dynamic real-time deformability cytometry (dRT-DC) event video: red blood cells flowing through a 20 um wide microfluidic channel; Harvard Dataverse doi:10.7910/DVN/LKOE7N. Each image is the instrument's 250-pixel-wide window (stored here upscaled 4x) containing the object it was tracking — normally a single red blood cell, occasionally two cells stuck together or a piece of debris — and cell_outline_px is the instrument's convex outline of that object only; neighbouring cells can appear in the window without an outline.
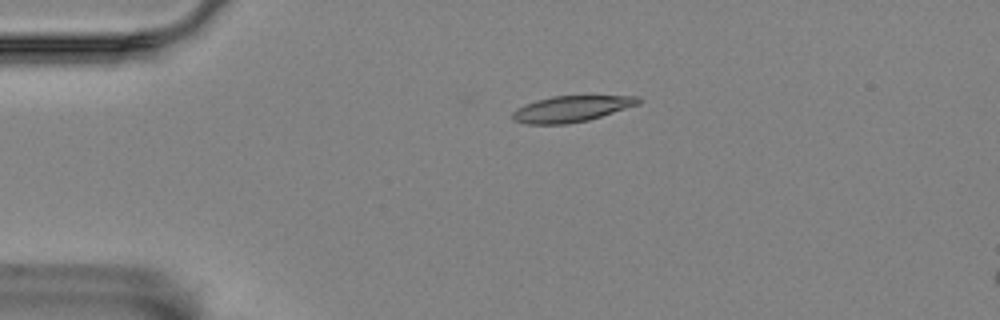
{"species": "Egyptian fruit bat (a non-hibernating species)", "species_latin": "Rousettus aegyptiacus", "temperature_condition": "room temperature", "stored_images_in_passage": 8, "camera_frame_rate_fps": 3000, "um_per_image_px": 0.085, "animal": {"sex": "female"}, "frame": {"image": 1, "passage_image": 4, "time_ms": 1.0, "image_size_px": [1000, 320], "cell_outline_px": [[644, 100], [640, 104], [588, 120], [568, 124], [524, 124], [512, 120], [512, 112], [516, 108], [524, 104], [536, 100], [552, 96], [640, 96]], "centroid_in_image_um": [48.56, 9.25], "position_along_channel_um": 36.4, "area_um2": 19.31}}
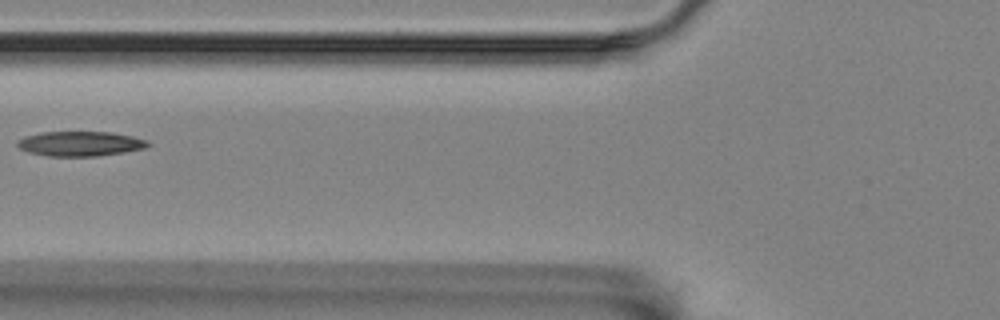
{"frame": {"image": 2, "passage_image": 7, "time_ms": 2.0, "image_size_px": [1000, 320], "cell_outline_px": [[152, 144], [144, 148], [124, 152], [96, 156], [48, 156], [28, 152], [20, 148], [16, 144], [16, 140], [24, 136], [40, 132], [112, 132], [132, 136], [148, 140]], "centroid_in_image_um": [6.8, 12.21], "position_along_channel_um": 119.0, "area_um2": 18.96}}
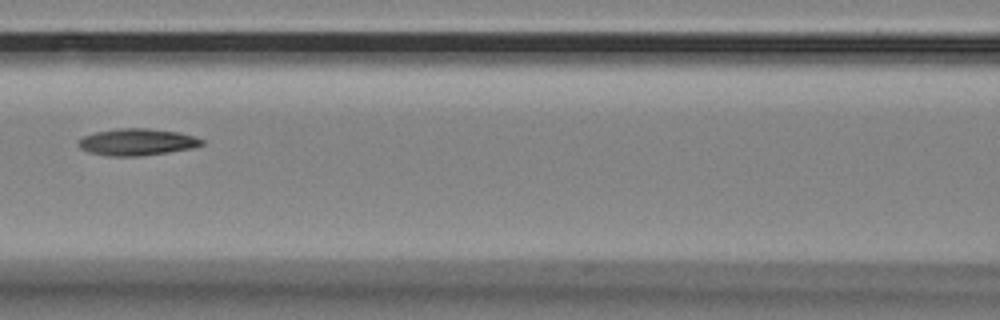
{"frame": {"image": 3, "passage_image": 8, "time_ms": 2.333, "image_size_px": [1000, 320], "cell_outline_px": [[204, 144], [192, 148], [168, 152], [140, 156], [108, 156], [88, 152], [80, 148], [76, 144], [76, 140], [84, 136], [96, 132], [116, 128], [148, 128], [176, 132], [192, 136], [204, 140]], "centroid_in_image_um": [11.59, 12.07], "position_along_channel_um": 155.0, "area_um2": 19.31}}